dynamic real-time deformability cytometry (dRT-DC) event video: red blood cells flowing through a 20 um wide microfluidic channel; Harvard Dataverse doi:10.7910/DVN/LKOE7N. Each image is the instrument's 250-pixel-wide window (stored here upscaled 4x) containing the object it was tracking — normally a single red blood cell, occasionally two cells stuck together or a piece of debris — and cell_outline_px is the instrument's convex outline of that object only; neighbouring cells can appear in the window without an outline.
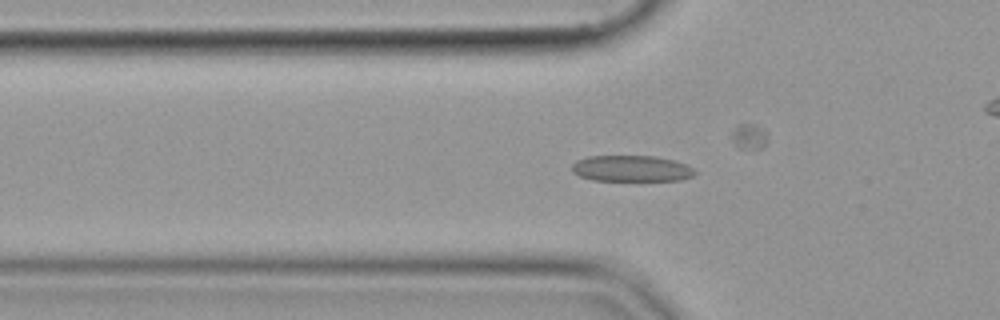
{"species": "common noctule bat (a hibernating species)", "species_latin": "Nyctalus noctula", "temperature_condition": "cold", "stored_images_in_passage": 53, "camera_frame_rate_fps": 3000, "um_per_image_px": 0.085, "animal": {"sex": "female", "body_mass_g": 19.9}, "frame": {"image": 1, "passage_image": 16, "time_ms": 5.0, "image_size_px": [1000, 320], "cell_outline_px": [[696, 172], [692, 176], [680, 180], [592, 180], [580, 176], [572, 172], [572, 164], [576, 160], [588, 156], [656, 156], [688, 164]], "centroid_in_image_um": [53.65, 14.32], "position_along_channel_um": 72.1, "area_um2": 18.67}}
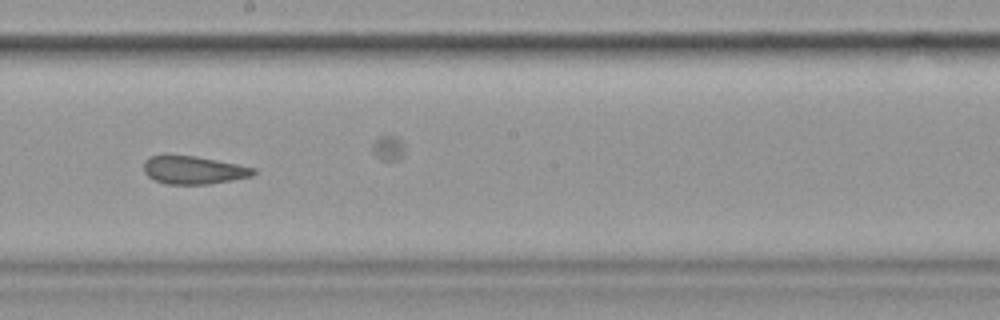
{"frame": {"image": 2, "passage_image": 29, "time_ms": 9.333, "image_size_px": [1000, 320], "cell_outline_px": [[256, 172], [252, 176], [232, 180], [208, 184], [168, 184], [156, 180], [148, 176], [144, 172], [144, 160], [148, 156], [196, 156], [256, 168]], "centroid_in_image_um": [16.46, 14.46], "position_along_channel_um": 231.7, "area_um2": 17.69}}
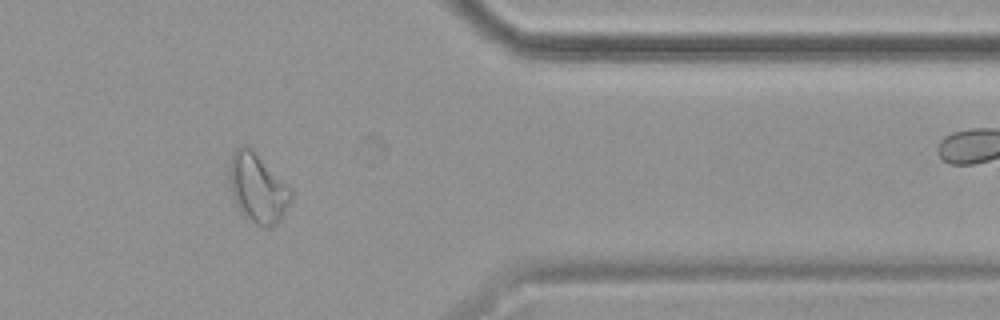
{"frame": {"image": 3, "passage_image": 43, "time_ms": 14.0, "image_size_px": [1000, 320], "cell_outline_px": [[292, 200], [280, 220], [276, 224], [268, 228], [264, 228], [256, 224], [244, 216], [232, 196], [228, 176], [228, 172], [232, 152], [236, 148], [244, 144], [252, 148], [292, 192]], "centroid_in_image_um": [21.87, 15.99], "position_along_channel_um": 389.5, "area_um2": 24.62}}